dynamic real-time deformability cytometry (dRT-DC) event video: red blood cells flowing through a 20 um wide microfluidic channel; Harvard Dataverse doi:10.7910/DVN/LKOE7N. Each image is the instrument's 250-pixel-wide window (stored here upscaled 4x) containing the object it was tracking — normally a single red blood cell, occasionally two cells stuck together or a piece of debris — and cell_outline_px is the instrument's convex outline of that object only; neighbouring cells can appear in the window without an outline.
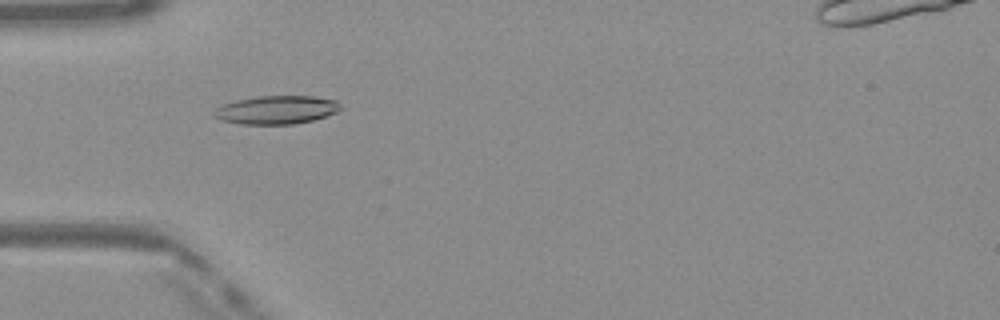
{"species": "Egyptian fruit bat (a non-hibernating species)", "species_latin": "Rousettus aegyptiacus", "temperature_condition": "warm", "stored_images_in_passage": 43, "camera_frame_rate_fps": 3000, "um_per_image_px": 0.085, "frame": {"image": 1, "passage_image": 9, "time_ms": 2.667, "image_size_px": [1000, 320], "cell_outline_px": [[340, 108], [336, 112], [312, 120], [292, 124], [240, 124], [220, 120], [212, 116], [212, 112], [216, 108], [224, 104], [236, 100], [256, 96], [312, 96], [336, 100], [340, 104]], "centroid_in_image_um": [23.44, 9.33], "position_along_channel_um": 61.6, "area_um2": 20.87}}
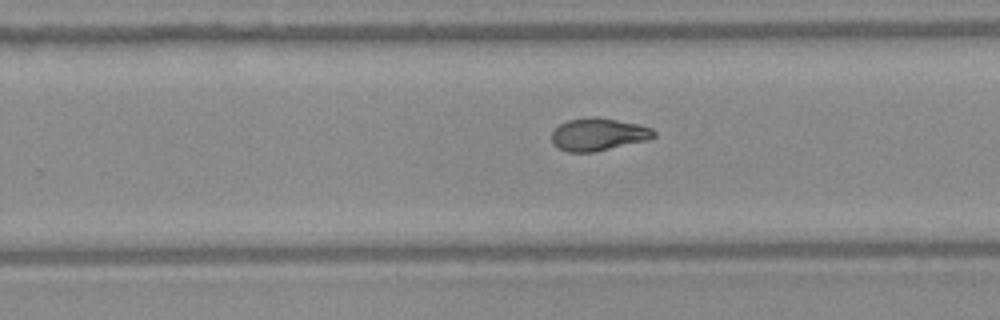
{"frame": {"image": 2, "passage_image": 25, "time_ms": 8.0, "image_size_px": [1000, 320], "cell_outline_px": [[656, 136], [648, 140], [596, 152], [568, 152], [556, 148], [552, 144], [552, 132], [560, 124], [568, 120], [596, 116], [636, 124], [652, 128], [656, 132]], "centroid_in_image_um": [50.85, 11.44], "position_along_channel_um": 279.0, "area_um2": 19.48}}
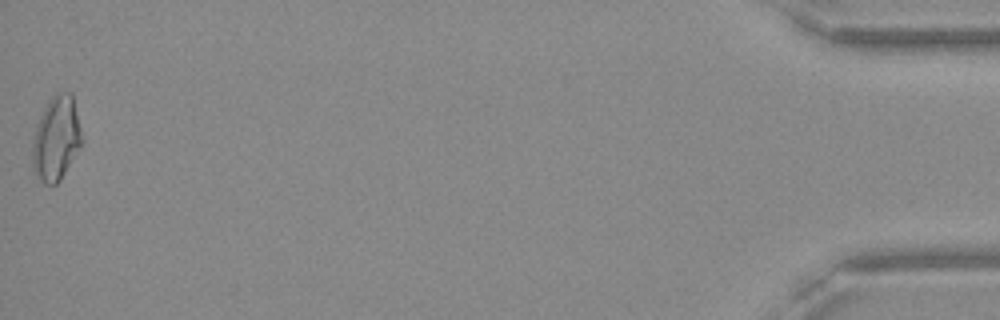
{"frame": {"image": 3, "passage_image": 43, "time_ms": 14.0, "image_size_px": [1000, 320], "cell_outline_px": [[84, 140], [80, 148], [60, 180], [56, 184], [44, 184], [36, 176], [32, 168], [32, 140], [36, 124], [48, 100], [56, 92], [72, 92]], "centroid_in_image_um": [4.78, 11.76], "position_along_channel_um": 430.4, "area_um2": 24.68}, "authors_computed_cell_mechanics": {"area_um2": 19.8254, "velocity_mm_per_s": 4.1034, "shape_relaxation_time_tau1_ms": null, "shape_relaxation_time_tau2_ms": 1.9852, "deformation_change_tau1": null, "deformation_change_tau2": 0.076}}